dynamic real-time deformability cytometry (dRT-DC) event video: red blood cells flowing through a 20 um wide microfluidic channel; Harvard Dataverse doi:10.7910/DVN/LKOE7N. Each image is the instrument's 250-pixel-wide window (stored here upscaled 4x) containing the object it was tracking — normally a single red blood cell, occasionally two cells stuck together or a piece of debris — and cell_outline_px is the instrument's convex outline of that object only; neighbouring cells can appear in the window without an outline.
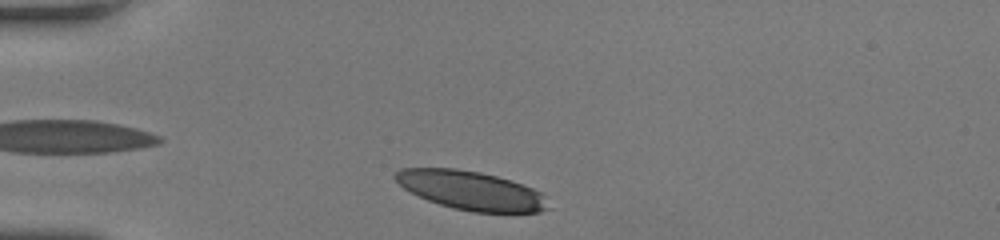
{"species": "human", "species_latin": "Homo sapiens", "temperature_condition": "room temperature", "stored_images_in_passage": 36, "camera_frame_rate_fps": 3000, "um_per_image_px": 0.085, "donor": {"sex": "female"}, "frame": {"image": 1, "passage_image": 2, "time_ms": 0.333, "image_size_px": [1000, 240], "cell_outline_px": [[552, 208], [540, 212], [472, 212], [452, 208], [428, 200], [404, 188], [392, 176], [400, 168], [456, 168], [480, 172], [496, 176], [532, 188], [540, 192]], "centroid_in_image_um": [40.04, 16.19], "position_along_channel_um": 45.0, "area_um2": 34.33}}
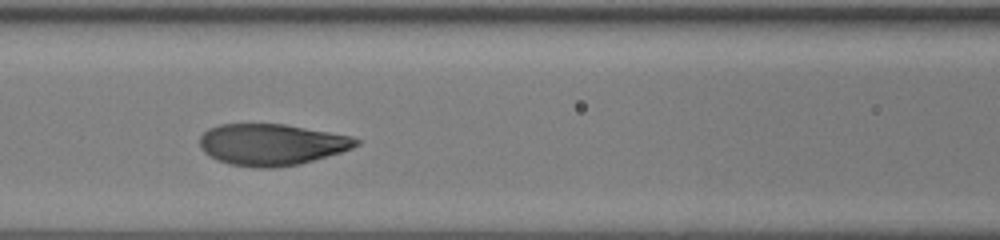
{"frame": {"image": 2, "passage_image": 14, "time_ms": 4.333, "image_size_px": [1000, 240], "cell_outline_px": [[360, 144], [352, 148], [340, 152], [300, 164], [272, 168], [256, 168], [232, 164], [220, 160], [204, 152], [200, 148], [200, 136], [208, 128], [220, 124], [284, 124], [352, 136], [360, 140]], "centroid_in_image_um": [23.09, 12.28], "position_along_channel_um": 143.5, "area_um2": 37.57}}
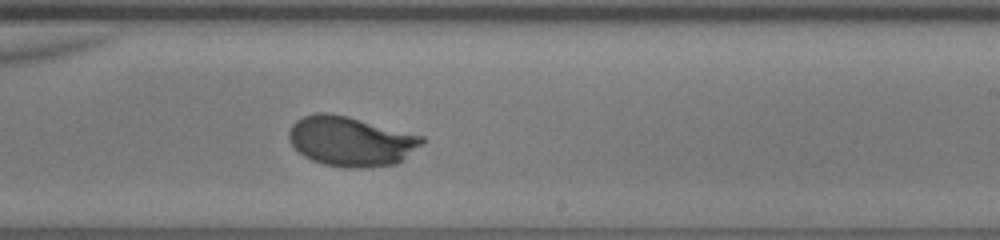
{"frame": {"image": 3, "passage_image": 24, "time_ms": 7.667, "image_size_px": [1000, 240], "cell_outline_px": [[424, 144], [396, 164], [364, 168], [344, 168], [324, 164], [312, 160], [304, 156], [288, 140], [288, 132], [292, 124], [296, 120], [304, 116], [316, 112], [328, 112], [348, 116], [424, 136]], "centroid_in_image_um": [29.82, 12.0], "position_along_channel_um": 259.2, "area_um2": 38.78}, "authors_computed_cell_mechanics": {"area_um2": 37.57, "velocity_mm_per_s": 3.4436, "shape_relaxation_time_tau1_ms": 3.0144, "shape_relaxation_time_tau2_ms": null, "deformation_change_tau1": 0.193, "deformation_change_tau2": null}}